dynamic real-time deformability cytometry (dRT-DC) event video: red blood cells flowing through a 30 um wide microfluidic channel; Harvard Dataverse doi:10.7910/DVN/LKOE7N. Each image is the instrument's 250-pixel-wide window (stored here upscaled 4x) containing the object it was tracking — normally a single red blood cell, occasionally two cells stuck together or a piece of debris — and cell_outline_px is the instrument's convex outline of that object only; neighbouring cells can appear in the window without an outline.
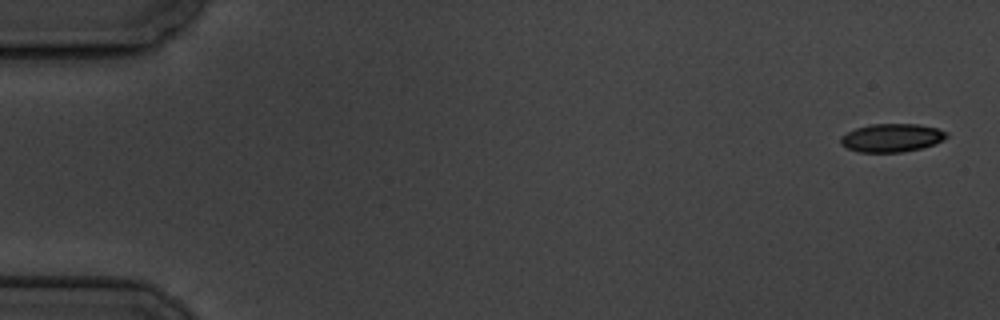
{"species": "common noctule bat (a hibernating species)", "species_latin": "Nyctalus noctula", "temperature_condition": "cold", "stored_images_in_passage": 6, "camera_frame_rate_fps": 3000, "um_per_image_px": 0.085, "animal": {"sex": "male", "body_mass_g": 19.5, "forearm_length_mm": 54.6}, "frame": {"image": 1, "passage_image": 1, "time_ms": 0.0, "image_size_px": [1000, 320], "cell_outline_px": [[948, 136], [944, 140], [936, 144], [920, 148], [900, 152], [860, 152], [848, 148], [840, 144], [840, 136], [856, 128], [872, 124], [920, 124], [936, 128], [948, 132]], "centroid_in_image_um": [75.82, 11.71], "position_along_channel_um": 9.2, "area_um2": 17.46}}
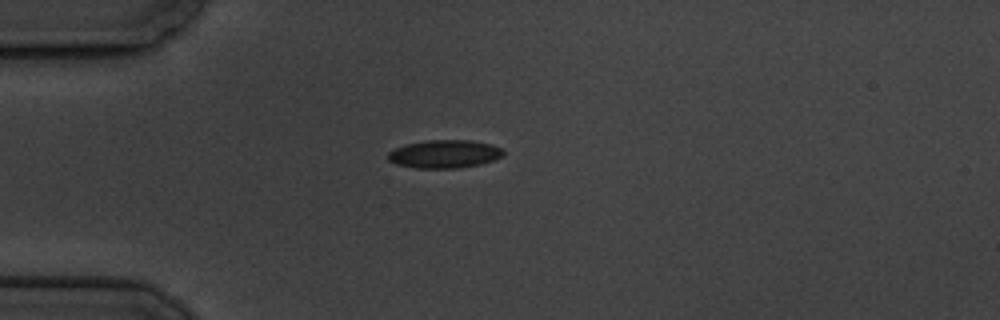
{"frame": {"image": 2, "passage_image": 5, "time_ms": 4.667, "image_size_px": [1000, 320], "cell_outline_px": [[504, 156], [480, 164], [456, 168], [416, 168], [396, 164], [388, 160], [388, 152], [396, 148], [408, 144], [428, 140], [472, 140], [492, 144], [500, 148], [504, 152]], "centroid_in_image_um": [37.79, 13.09], "position_along_channel_um": 47.2, "area_um2": 18.79}}